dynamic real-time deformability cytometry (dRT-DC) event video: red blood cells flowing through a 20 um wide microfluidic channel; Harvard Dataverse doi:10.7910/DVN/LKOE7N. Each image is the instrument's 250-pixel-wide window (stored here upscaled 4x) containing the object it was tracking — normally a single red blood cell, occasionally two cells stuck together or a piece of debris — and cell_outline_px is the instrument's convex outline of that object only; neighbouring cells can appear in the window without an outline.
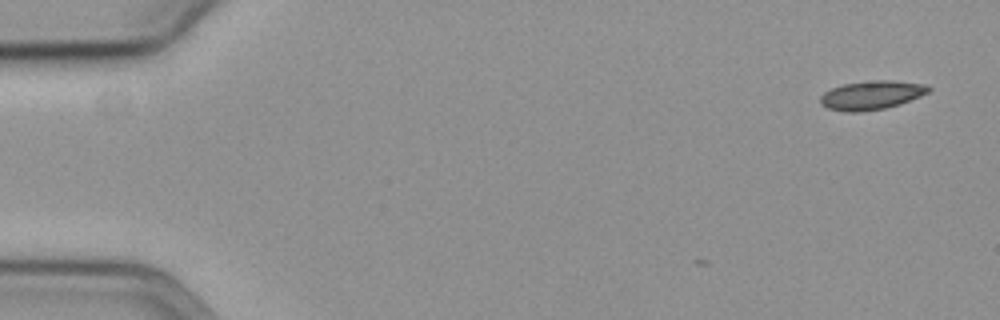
{"species": "common noctule bat (a hibernating species)", "species_latin": "Nyctalus noctula", "temperature_condition": "cold", "stored_images_in_passage": 3, "camera_frame_rate_fps": 3000, "um_per_image_px": 0.085, "animal": {"sex": "female", "body_mass_g": 19.3, "forearm_length_mm": 54.1}, "frame": {"image": 1, "passage_image": 1, "time_ms": 0.0, "image_size_px": [1000, 320], "cell_outline_px": [[932, 88], [928, 92], [920, 96], [900, 104], [884, 108], [860, 112], [848, 112], [828, 108], [820, 104], [820, 96], [824, 92], [832, 88], [844, 84], [876, 80], [888, 80], [928, 84]], "centroid_in_image_um": [74.09, 8.09], "position_along_channel_um": 10.9, "area_um2": 18.09}}